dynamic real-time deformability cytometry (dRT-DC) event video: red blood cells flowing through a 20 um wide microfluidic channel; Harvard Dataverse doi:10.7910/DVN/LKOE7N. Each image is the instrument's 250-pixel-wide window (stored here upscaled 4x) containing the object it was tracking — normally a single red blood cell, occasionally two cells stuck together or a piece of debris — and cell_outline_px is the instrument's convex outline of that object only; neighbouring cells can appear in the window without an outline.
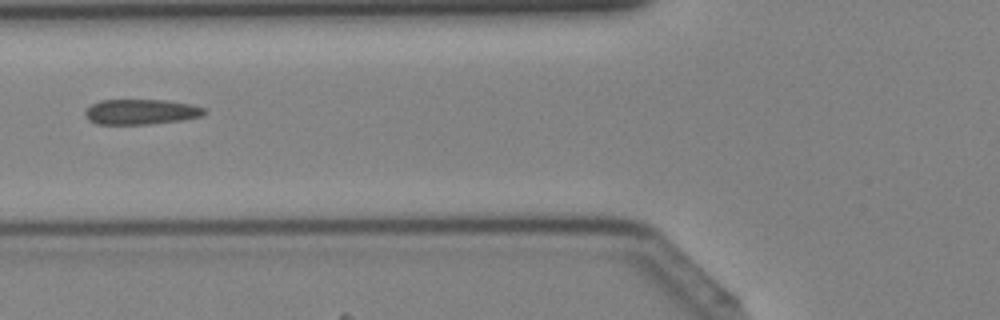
{"species": "Egyptian fruit bat (a non-hibernating species)", "species_latin": "Rousettus aegyptiacus", "temperature_condition": "cold", "stored_images_in_passage": 26, "camera_frame_rate_fps": 3000, "um_per_image_px": 0.085, "animal": {"sex": "female"}, "frame": {"image": 1, "passage_image": 4, "time_ms": 1.0, "image_size_px": [1000, 320], "cell_outline_px": [[208, 112], [200, 116], [180, 120], [148, 124], [96, 124], [88, 120], [84, 116], [84, 112], [92, 104], [100, 100], [164, 100], [192, 104], [204, 108]], "centroid_in_image_um": [11.96, 9.5], "position_along_channel_um": 113.8, "area_um2": 17.51}}
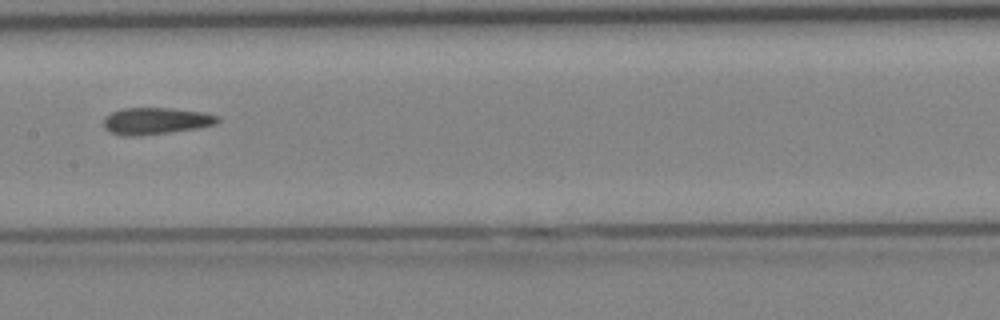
{"frame": {"image": 2, "passage_image": 9, "time_ms": 2.667, "image_size_px": [1000, 320], "cell_outline_px": [[220, 120], [216, 124], [196, 128], [168, 132], [136, 136], [124, 136], [112, 132], [104, 128], [104, 116], [112, 112], [124, 108], [168, 108], [204, 112], [220, 116]], "centroid_in_image_um": [13.25, 10.27], "position_along_channel_um": 194.2, "area_um2": 17.69}}
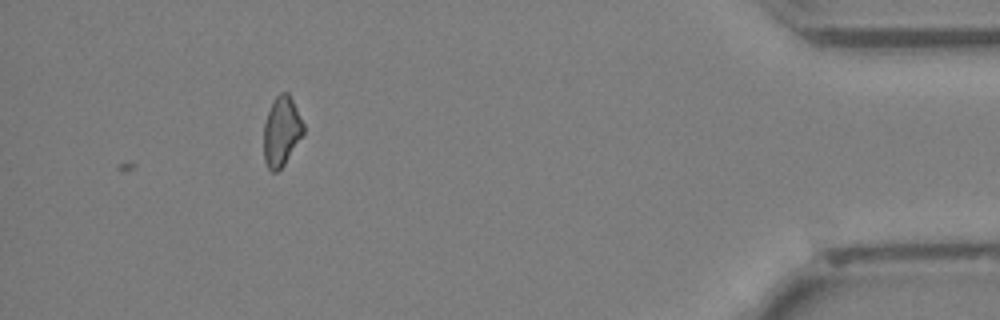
{"frame": {"image": 3, "passage_image": 26, "time_ms": 8.333, "image_size_px": [1000, 320], "cell_outline_px": [[304, 132], [284, 164], [276, 172], [272, 172], [268, 168], [264, 160], [264, 124], [268, 112], [276, 96], [280, 92], [288, 92], [304, 124]], "centroid_in_image_um": [23.92, 11.16], "position_along_channel_um": 411.3, "area_um2": 15.78}}